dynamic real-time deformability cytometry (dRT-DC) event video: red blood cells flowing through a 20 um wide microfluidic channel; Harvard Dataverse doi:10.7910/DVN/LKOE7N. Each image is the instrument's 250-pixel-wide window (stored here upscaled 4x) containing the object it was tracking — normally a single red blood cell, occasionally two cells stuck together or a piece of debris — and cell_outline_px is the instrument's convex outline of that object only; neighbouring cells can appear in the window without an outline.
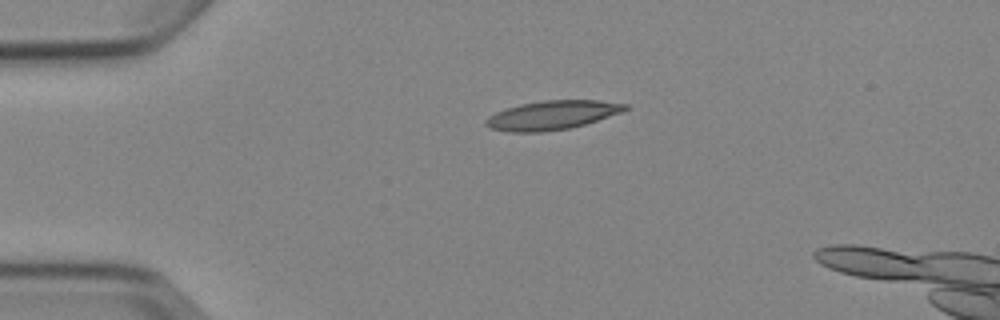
{"species": "Egyptian fruit bat (a non-hibernating species)", "species_latin": "Rousettus aegyptiacus", "temperature_condition": "cold", "stored_images_in_passage": 2, "camera_frame_rate_fps": 3000, "um_per_image_px": 0.085, "animal": {"sex": "female"}, "frame": {"image": 1, "passage_image": 1, "time_ms": 0.0, "image_size_px": [1000, 320], "cell_outline_px": [[628, 108], [620, 112], [584, 124], [568, 128], [544, 132], [508, 132], [488, 128], [484, 124], [484, 120], [488, 116], [496, 112], [520, 104], [544, 100], [600, 100], [628, 104]], "centroid_in_image_um": [46.87, 9.79], "position_along_channel_um": 38.1, "area_um2": 23.41}}